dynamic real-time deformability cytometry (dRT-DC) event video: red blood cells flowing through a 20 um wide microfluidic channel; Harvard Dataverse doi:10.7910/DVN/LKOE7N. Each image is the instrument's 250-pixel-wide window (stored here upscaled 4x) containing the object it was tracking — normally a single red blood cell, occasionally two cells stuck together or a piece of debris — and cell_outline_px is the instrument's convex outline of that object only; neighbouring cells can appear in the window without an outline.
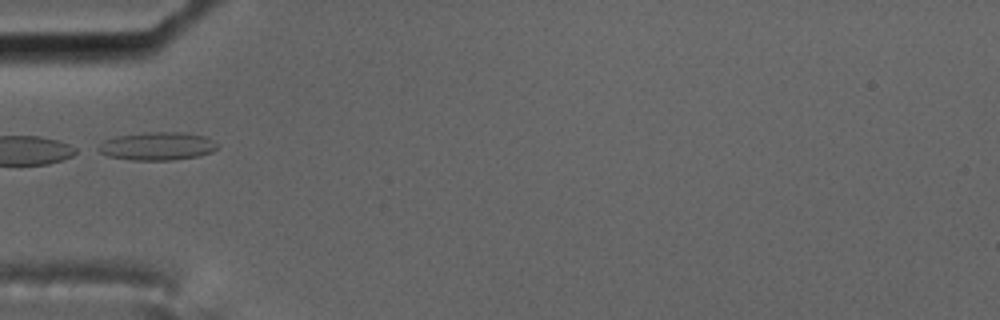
{"species": "common noctule bat (a hibernating species)", "species_latin": "Nyctalus noctula", "temperature_condition": "cold", "stored_images_in_passage": 9, "segment_of_instrument_passage": [2, 2], "camera_frame_rate_fps": 3000, "um_per_image_px": 0.085, "animal": {"sex": "male", "body_mass_g": 17.5, "forearm_length_mm": 52.3}, "frame": {"image": 1, "passage_image": 3, "time_ms": 2.333, "image_size_px": [1000, 320], "cell_outline_px": [[220, 148], [212, 152], [196, 156], [172, 160], [132, 160], [108, 156], [92, 148], [104, 140], [116, 136], [148, 132], [184, 132], [204, 136], [220, 144]], "centroid_in_image_um": [13.35, 12.42], "position_along_channel_um": 71.6, "area_um2": 19.77}}